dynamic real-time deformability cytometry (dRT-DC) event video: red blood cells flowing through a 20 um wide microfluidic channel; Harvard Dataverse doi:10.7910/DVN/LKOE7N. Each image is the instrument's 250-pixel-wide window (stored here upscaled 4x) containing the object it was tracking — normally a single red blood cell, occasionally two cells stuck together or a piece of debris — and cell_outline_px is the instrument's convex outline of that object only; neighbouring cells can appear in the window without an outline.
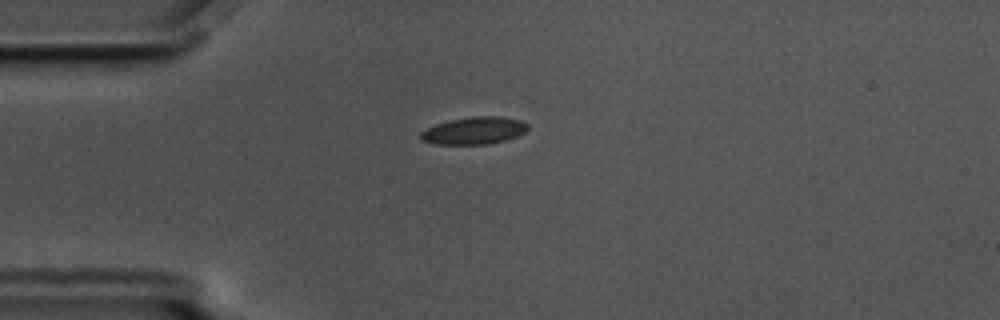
{"species": "common noctule bat (a hibernating species)", "species_latin": "Nyctalus noctula", "temperature_condition": "cold", "stored_images_in_passage": 48, "camera_frame_rate_fps": 3000, "um_per_image_px": 0.085, "animal": {"sex": "male", "body_mass_g": 17.5, "forearm_length_mm": 52.3}, "frame": {"image": 1, "passage_image": 5, "time_ms": 1.333, "image_size_px": [1000, 320], "cell_outline_px": [[528, 128], [524, 132], [516, 136], [504, 140], [488, 144], [436, 144], [420, 140], [420, 132], [436, 124], [448, 120], [472, 116], [500, 116], [520, 120], [528, 124]], "centroid_in_image_um": [40.28, 11.09], "position_along_channel_um": 44.7, "area_um2": 16.99}}
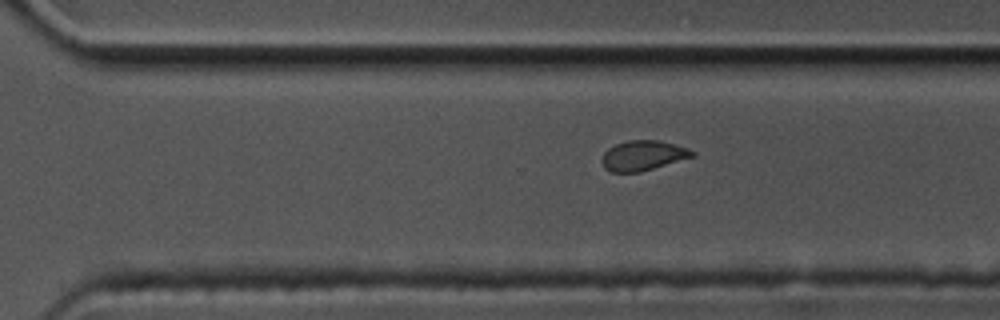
{"frame": {"image": 2, "passage_image": 30, "time_ms": 9.667, "image_size_px": [1000, 320], "cell_outline_px": [[696, 156], [640, 172], [608, 172], [604, 168], [600, 160], [604, 152], [608, 148], [616, 144], [628, 140], [660, 140], [688, 148], [696, 152]], "centroid_in_image_um": [54.65, 13.22], "position_along_channel_um": 316.0, "area_um2": 16.01}}
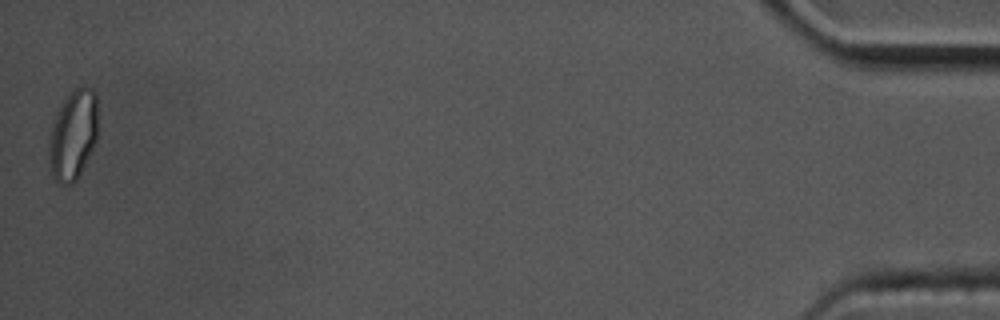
{"frame": {"image": 3, "passage_image": 48, "time_ms": 15.667, "image_size_px": [1000, 320], "cell_outline_px": [[96, 140], [76, 180], [72, 184], [60, 184], [52, 176], [48, 152], [48, 144], [52, 124], [56, 112], [72, 88], [80, 84], [92, 88], [96, 92]], "centroid_in_image_um": [6.19, 11.41], "position_along_channel_um": 429.0, "area_um2": 25.61}, "authors_computed_cell_mechanics": {"area_um2": 16.8776, "velocity_mm_per_s": 3.462, "shape_relaxation_time_tau1_ms": null, "shape_relaxation_time_tau2_ms": 1.8342, "deformation_change_tau1": null, "deformation_change_tau2": 0.07}}